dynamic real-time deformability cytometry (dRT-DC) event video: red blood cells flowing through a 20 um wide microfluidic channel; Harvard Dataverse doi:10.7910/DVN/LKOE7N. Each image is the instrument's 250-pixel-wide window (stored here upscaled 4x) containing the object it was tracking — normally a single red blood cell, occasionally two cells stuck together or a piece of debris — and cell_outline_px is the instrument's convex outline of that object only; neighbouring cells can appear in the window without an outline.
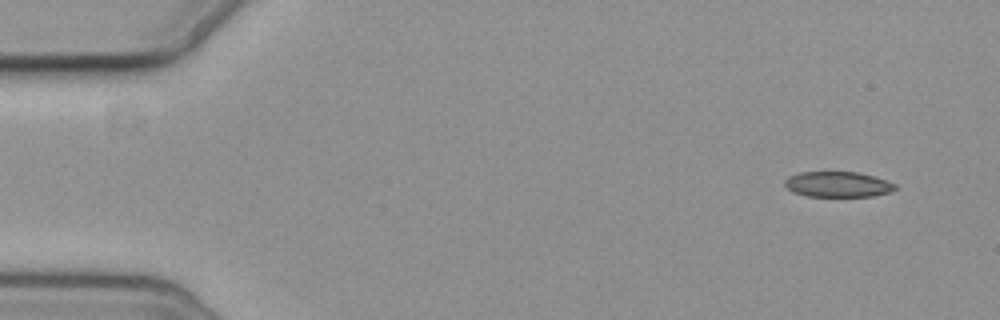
{"species": "common noctule bat (a hibernating species)", "species_latin": "Nyctalus noctula", "temperature_condition": "cold", "stored_images_in_passage": 5, "camera_frame_rate_fps": 3000, "um_per_image_px": 0.085, "animal": {"sex": "female", "body_mass_g": 19.3, "forearm_length_mm": 54.1}, "frame": {"image": 1, "passage_image": 1, "time_ms": 0.0, "image_size_px": [1000, 320], "cell_outline_px": [[896, 188], [892, 192], [872, 196], [808, 196], [792, 192], [784, 184], [784, 180], [788, 176], [800, 172], [856, 172], [872, 176], [896, 184]], "centroid_in_image_um": [71.19, 15.67], "position_along_channel_um": 13.8, "area_um2": 16.3}}
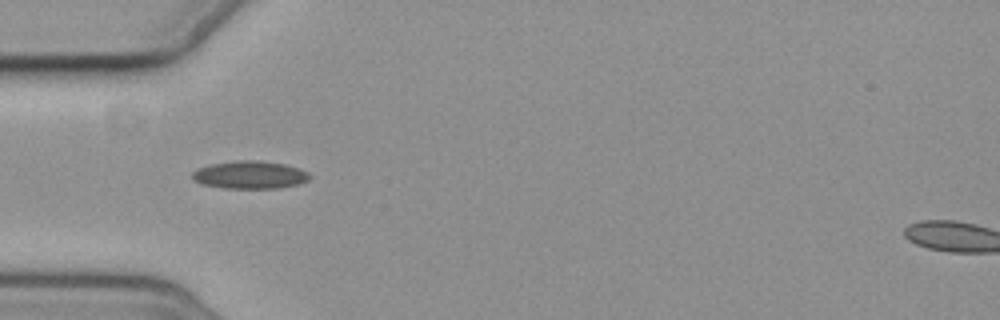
{"frame": {"image": 2, "passage_image": 4, "time_ms": 4.667, "image_size_px": [1000, 320], "cell_outline_px": [[312, 176], [308, 180], [296, 184], [276, 188], [224, 188], [204, 184], [192, 180], [192, 172], [196, 168], [212, 164], [236, 160], [260, 160], [284, 164], [300, 168], [308, 172]], "centroid_in_image_um": [21.23, 14.85], "position_along_channel_um": 63.8, "area_um2": 19.02}}
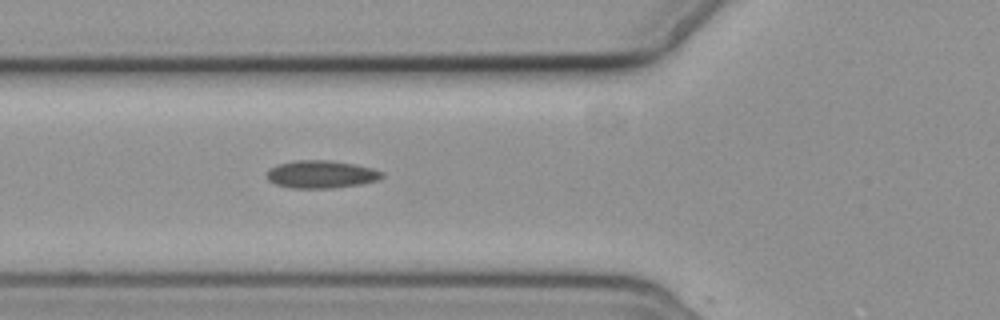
{"frame": {"image": 3, "passage_image": 5, "time_ms": 5.667, "image_size_px": [1000, 320], "cell_outline_px": [[384, 176], [380, 180], [360, 184], [332, 188], [292, 188], [276, 184], [268, 180], [268, 168], [276, 164], [296, 160], [332, 160], [356, 164], [372, 168], [384, 172]], "centroid_in_image_um": [27.33, 14.8], "position_along_channel_um": 98.5, "area_um2": 18.79}}